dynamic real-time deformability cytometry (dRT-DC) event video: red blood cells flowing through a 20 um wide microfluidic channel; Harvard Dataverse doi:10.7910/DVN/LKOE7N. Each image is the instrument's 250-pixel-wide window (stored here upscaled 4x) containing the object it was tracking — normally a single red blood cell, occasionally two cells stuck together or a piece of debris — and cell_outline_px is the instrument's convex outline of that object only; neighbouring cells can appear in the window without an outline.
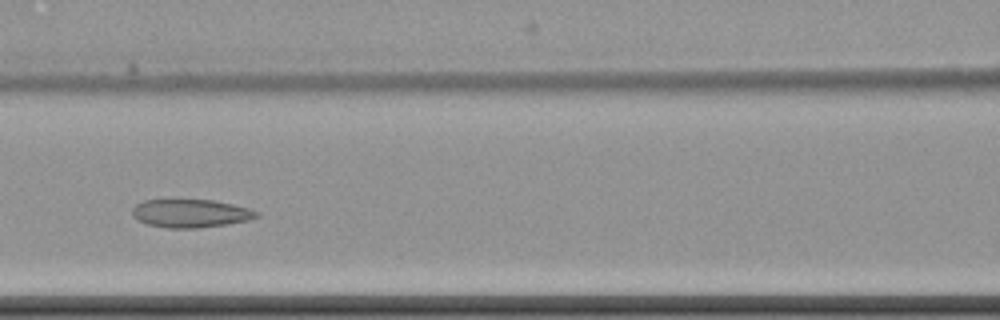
{"species": "common noctule bat (a hibernating species)", "species_latin": "Nyctalus noctula", "temperature_condition": "cold", "stored_images_in_passage": 10, "camera_frame_rate_fps": 3000, "um_per_image_px": 0.085, "animal": {"sex": "female", "body_mass_g": 22.7, "forearm_length_mm": 54.2}, "frame": {"image": 1, "passage_image": 7, "time_ms": 8.0, "image_size_px": [1000, 320], "cell_outline_px": [[260, 216], [252, 220], [200, 228], [164, 228], [148, 224], [136, 220], [132, 216], [132, 208], [136, 204], [144, 200], [212, 200], [232, 204], [248, 208], [260, 212]], "centroid_in_image_um": [16.21, 18.14], "position_along_channel_um": 150.4, "area_um2": 20.63}}
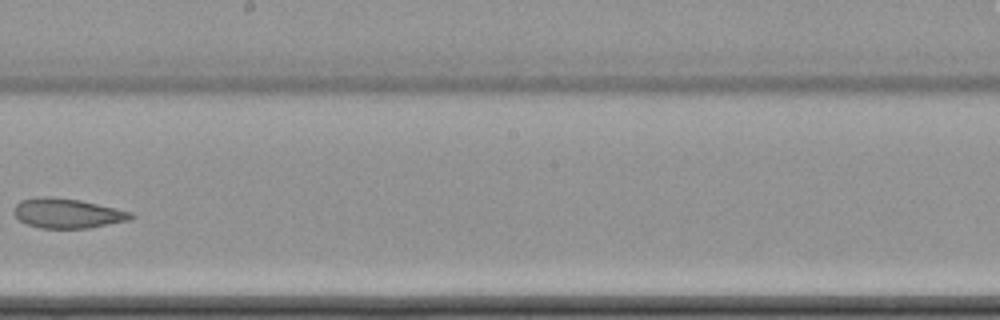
{"frame": {"image": 2, "passage_image": 9, "time_ms": 10.667, "image_size_px": [1000, 320], "cell_outline_px": [[136, 216], [128, 220], [88, 228], [40, 228], [28, 224], [20, 220], [12, 212], [16, 204], [20, 200], [36, 196], [48, 196], [80, 200], [116, 208], [132, 212]], "centroid_in_image_um": [5.7, 18.11], "position_along_channel_um": 242.5, "area_um2": 20.29}}
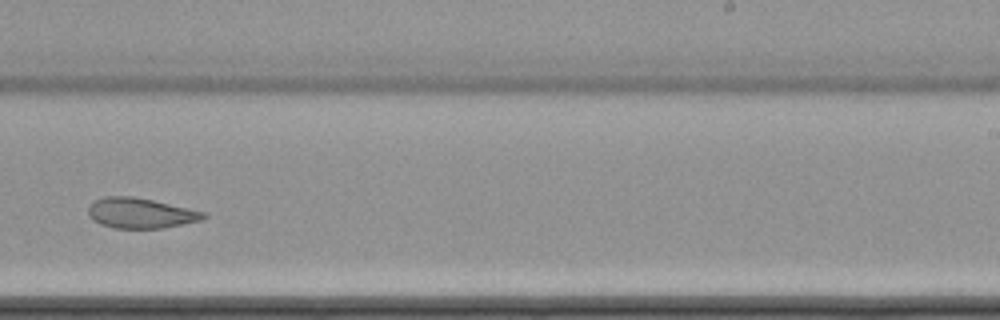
{"frame": {"image": 3, "passage_image": 10, "time_ms": 11.667, "image_size_px": [1000, 320], "cell_outline_px": [[208, 216], [200, 220], [164, 228], [116, 228], [100, 224], [92, 220], [88, 216], [88, 204], [92, 200], [104, 196], [132, 196], [152, 200], [188, 208], [204, 212]], "centroid_in_image_um": [11.87, 18.1], "position_along_channel_um": 277.1, "area_um2": 20.4}}